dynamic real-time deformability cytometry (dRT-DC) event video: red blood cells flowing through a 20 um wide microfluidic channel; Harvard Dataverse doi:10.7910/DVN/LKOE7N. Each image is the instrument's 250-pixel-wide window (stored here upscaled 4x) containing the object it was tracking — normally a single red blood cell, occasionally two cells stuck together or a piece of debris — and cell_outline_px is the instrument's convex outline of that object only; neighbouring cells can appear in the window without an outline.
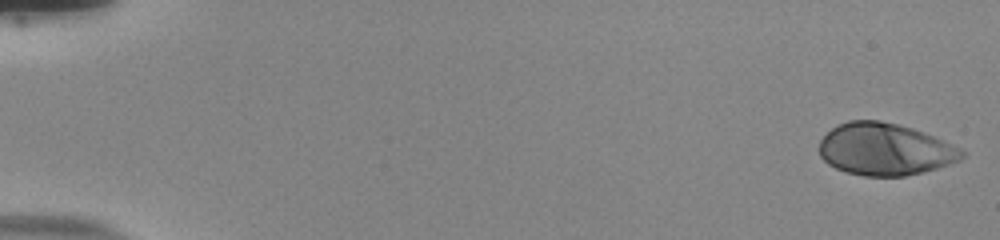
{"species": "human", "species_latin": "Homo sapiens", "temperature_condition": "room temperature", "stored_images_in_passage": 54, "camera_frame_rate_fps": 3000, "um_per_image_px": 0.085, "donor": {"sex": "male"}, "frame": {"image": 1, "passage_image": 1, "time_ms": 0.0, "image_size_px": [1000, 240], "cell_outline_px": [[964, 156], [960, 160], [936, 168], [904, 176], [864, 176], [848, 172], [836, 168], [828, 164], [820, 156], [820, 140], [832, 128], [848, 120], [880, 120], [912, 128], [924, 132], [960, 148], [964, 152]], "centroid_in_image_um": [75.2, 12.68], "position_along_channel_um": 9.8, "area_um2": 42.95}}
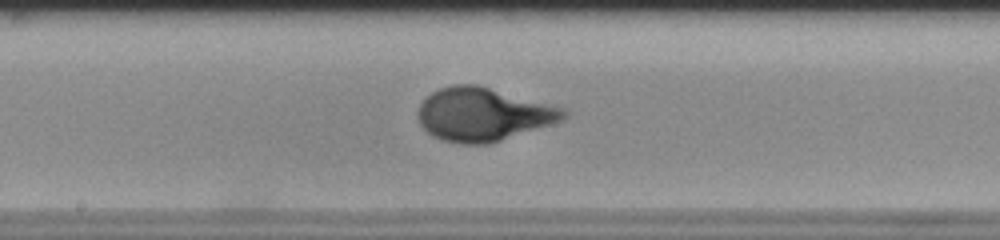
{"frame": {"image": 2, "passage_image": 30, "time_ms": 9.667, "image_size_px": [1000, 240], "cell_outline_px": [[568, 116], [560, 120], [488, 144], [460, 144], [444, 140], [432, 136], [420, 124], [416, 116], [416, 112], [420, 104], [432, 92], [440, 88], [452, 84], [476, 84], [564, 108], [568, 112]], "centroid_in_image_um": [41.0, 9.71], "position_along_channel_um": 207.2, "area_um2": 44.68}}
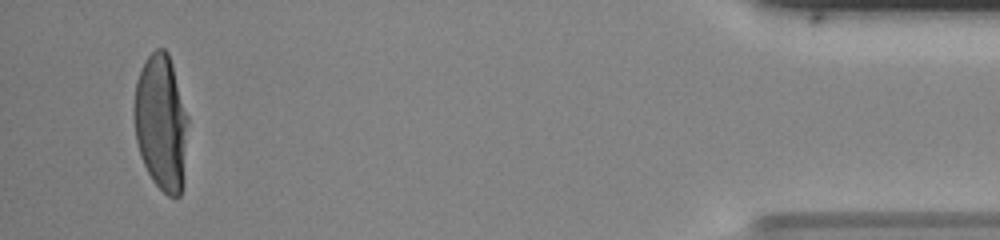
{"frame": {"image": 3, "passage_image": 52, "time_ms": 17.0, "image_size_px": [1000, 240], "cell_outline_px": [[188, 120], [184, 180], [180, 196], [168, 196], [152, 180], [140, 156], [136, 140], [132, 116], [132, 108], [136, 80], [140, 68], [144, 60], [156, 48], [164, 48], [168, 52], [172, 64], [188, 116]], "centroid_in_image_um": [13.67, 10.4], "position_along_channel_um": 421.5, "area_um2": 43.35}, "authors_computed_cell_mechanics": {"area_um2": 42.8876, "velocity_mm_per_s": 3.8321, "shape_relaxation_time_tau1_ms": 3.8212, "shape_relaxation_time_tau2_ms": null, "deformation_change_tau1": 0.2363, "deformation_change_tau2": null}}